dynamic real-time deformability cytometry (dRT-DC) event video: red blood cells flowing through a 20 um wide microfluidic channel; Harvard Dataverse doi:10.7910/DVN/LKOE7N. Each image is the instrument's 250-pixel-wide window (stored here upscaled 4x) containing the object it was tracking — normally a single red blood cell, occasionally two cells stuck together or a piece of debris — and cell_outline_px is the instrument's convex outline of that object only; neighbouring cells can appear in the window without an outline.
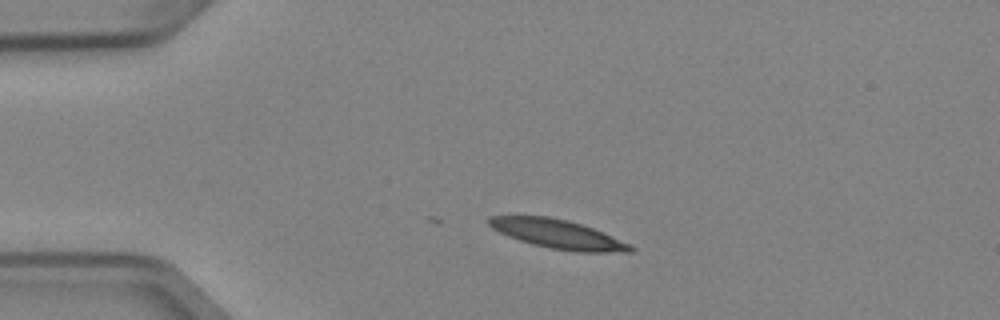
{"species": "Egyptian fruit bat (a non-hibernating species)", "species_latin": "Rousettus aegyptiacus", "temperature_condition": "cold", "stored_images_in_passage": 8, "camera_frame_rate_fps": 3000, "um_per_image_px": 0.085, "animal": {"sex": "female"}, "frame": {"image": 1, "passage_image": 1, "time_ms": 0.0, "image_size_px": [1000, 320], "cell_outline_px": [[636, 248], [632, 252], [576, 252], [548, 248], [532, 244], [508, 236], [492, 228], [488, 224], [488, 216], [548, 216], [568, 220], [592, 228], [628, 244]], "centroid_in_image_um": [47.38, 19.9], "position_along_channel_um": 37.6, "area_um2": 23.58}}
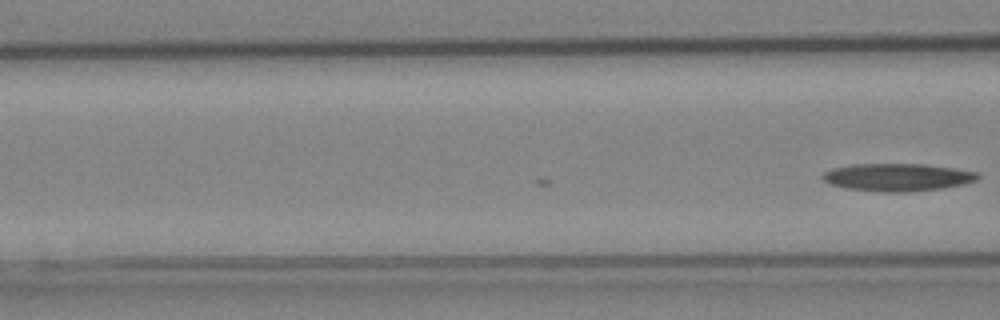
{"frame": {"image": 2, "passage_image": 8, "time_ms": 2.333, "image_size_px": [1000, 320], "cell_outline_px": [[980, 176], [976, 180], [964, 184], [944, 188], [908, 192], [880, 192], [844, 188], [828, 184], [820, 176], [824, 172], [832, 168], [852, 164], [924, 164], [952, 168], [976, 172]], "centroid_in_image_um": [76.23, 15.07], "position_along_channel_um": 90.4, "area_um2": 25.14}}